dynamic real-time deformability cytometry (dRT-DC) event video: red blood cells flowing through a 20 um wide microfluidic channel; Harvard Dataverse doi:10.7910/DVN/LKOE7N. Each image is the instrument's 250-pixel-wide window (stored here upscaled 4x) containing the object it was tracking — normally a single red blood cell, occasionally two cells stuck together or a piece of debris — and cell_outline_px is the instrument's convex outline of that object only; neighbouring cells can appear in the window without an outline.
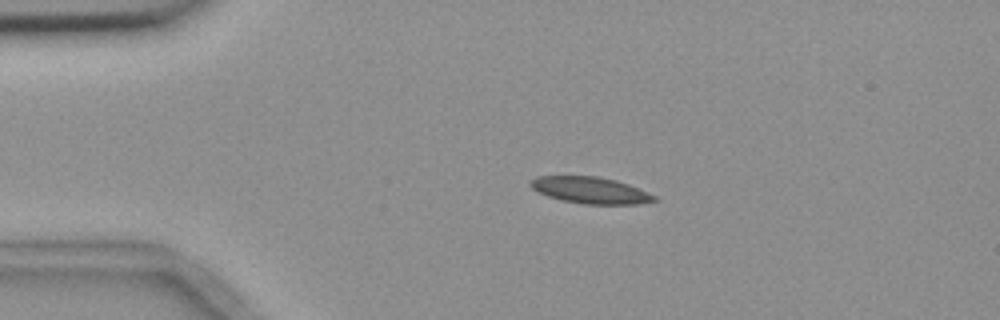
{"species": "common noctule bat (a hibernating species)", "species_latin": "Nyctalus noctula", "temperature_condition": "room temperature", "stored_images_in_passage": 14, "camera_frame_rate_fps": 3000, "um_per_image_px": 0.085, "animal": {"sex": "female", "body_mass_g": 18.4}, "frame": {"image": 1, "passage_image": 3, "time_ms": 2.667, "image_size_px": [1000, 320], "cell_outline_px": [[660, 200], [640, 204], [584, 204], [560, 200], [536, 192], [528, 184], [528, 180], [536, 176], [596, 176], [616, 180], [628, 184], [656, 196]], "centroid_in_image_um": [50.15, 16.17], "position_along_channel_um": 34.9, "area_um2": 19.36}}
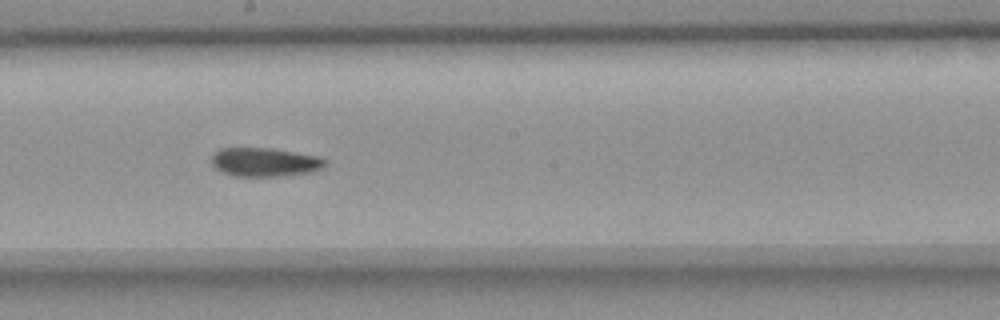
{"frame": {"image": 2, "passage_image": 8, "time_ms": 9.0, "image_size_px": [1000, 320], "cell_outline_px": [[328, 164], [324, 168], [312, 172], [280, 176], [236, 176], [224, 172], [216, 168], [212, 164], [212, 156], [220, 148], [272, 148], [320, 156], [328, 160]], "centroid_in_image_um": [22.59, 13.77], "position_along_channel_um": 225.6, "area_um2": 19.19}}
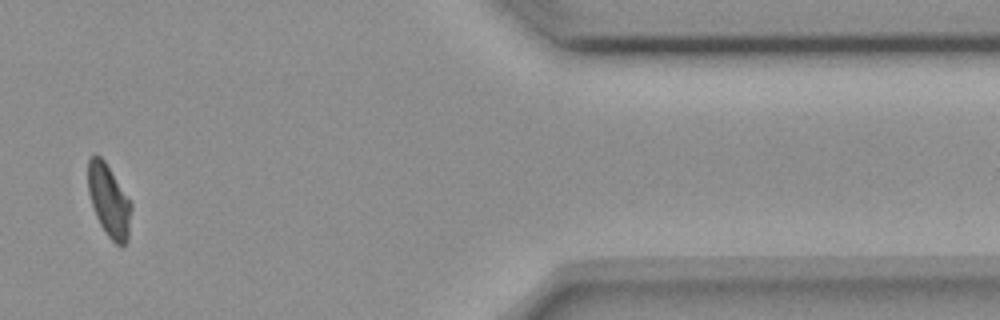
{"frame": {"image": 3, "passage_image": 13, "time_ms": 15.0, "image_size_px": [1000, 320], "cell_outline_px": [[132, 208], [128, 240], [120, 248], [104, 232], [96, 216], [88, 192], [88, 160], [96, 152], [104, 160], [132, 204]], "centroid_in_image_um": [9.26, 17.08], "position_along_channel_um": 402.1, "area_um2": 18.21}, "authors_computed_cell_mechanics": {"area_um2": 19.2185, "velocity_mm_per_s": 3.6452, "shape_relaxation_time_tau1_ms": null, "shape_relaxation_time_tau2_ms": 1.0681, "deformation_change_tau1": null, "deformation_change_tau2": 0.0351}}